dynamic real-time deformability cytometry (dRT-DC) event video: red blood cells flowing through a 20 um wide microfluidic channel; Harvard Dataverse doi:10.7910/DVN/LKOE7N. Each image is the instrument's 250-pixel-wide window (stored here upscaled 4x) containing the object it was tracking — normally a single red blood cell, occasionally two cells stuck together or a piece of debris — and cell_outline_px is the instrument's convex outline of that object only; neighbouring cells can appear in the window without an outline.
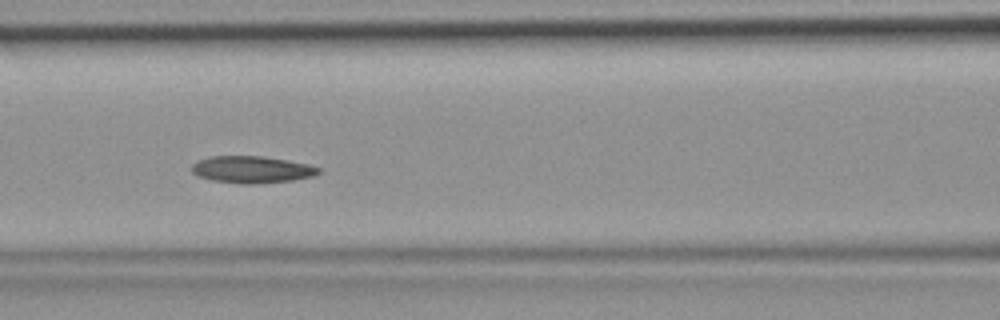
{"species": "common noctule bat (a hibernating species)", "species_latin": "Nyctalus noctula", "temperature_condition": "room temperature", "stored_images_in_passage": 45, "camera_frame_rate_fps": 3000, "um_per_image_px": 0.085, "animal": {"sex": "female", "body_mass_g": 19.9}, "frame": {"image": 1, "passage_image": 20, "time_ms": 6.333, "image_size_px": [1000, 320], "cell_outline_px": [[320, 172], [312, 176], [292, 180], [252, 184], [240, 184], [212, 180], [196, 176], [192, 172], [192, 164], [196, 160], [212, 156], [264, 156], [288, 160], [308, 164], [320, 168]], "centroid_in_image_um": [21.36, 14.4], "position_along_channel_um": 145.2, "area_um2": 20.0}}